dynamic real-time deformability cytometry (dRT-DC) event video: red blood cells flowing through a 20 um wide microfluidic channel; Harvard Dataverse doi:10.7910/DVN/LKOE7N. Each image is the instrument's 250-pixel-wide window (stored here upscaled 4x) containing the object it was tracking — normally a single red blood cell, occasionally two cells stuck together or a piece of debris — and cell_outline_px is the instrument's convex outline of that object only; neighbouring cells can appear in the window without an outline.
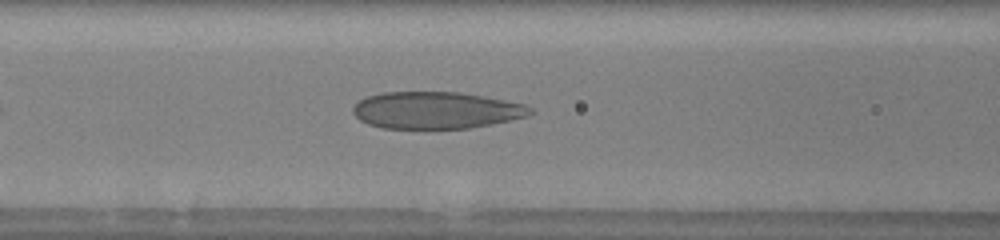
{"species": "human", "species_latin": "Homo sapiens", "temperature_condition": "warm", "stored_images_in_passage": 14, "camera_frame_rate_fps": 3000, "um_per_image_px": 0.085, "donor": {"sex": "male"}, "frame": {"image": 1, "passage_image": 5, "time_ms": 2.333, "image_size_px": [1000, 240], "cell_outline_px": [[536, 112], [528, 116], [468, 128], [384, 128], [368, 124], [360, 120], [352, 112], [352, 108], [360, 100], [368, 96], [384, 92], [460, 92], [484, 96], [524, 104], [532, 108]], "centroid_in_image_um": [37.07, 9.36], "position_along_channel_um": 129.5, "area_um2": 37.92}}
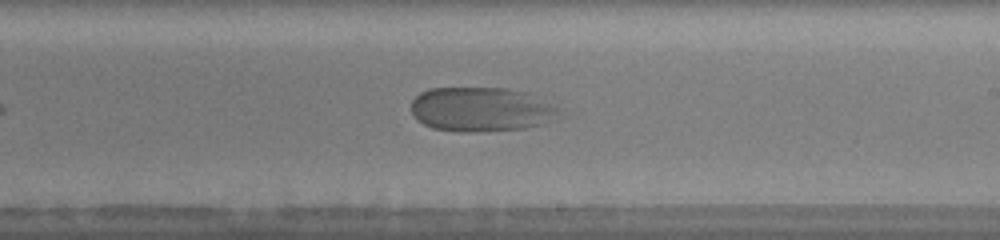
{"frame": {"image": 2, "passage_image": 12, "time_ms": 5.333, "image_size_px": [1000, 240], "cell_outline_px": [[560, 112], [552, 120], [540, 124], [524, 128], [488, 132], [460, 132], [432, 128], [416, 120], [412, 112], [412, 100], [420, 92], [428, 88], [508, 88], [528, 92], [560, 108]], "centroid_in_image_um": [40.88, 9.3], "position_along_channel_um": 248.1, "area_um2": 38.61}}